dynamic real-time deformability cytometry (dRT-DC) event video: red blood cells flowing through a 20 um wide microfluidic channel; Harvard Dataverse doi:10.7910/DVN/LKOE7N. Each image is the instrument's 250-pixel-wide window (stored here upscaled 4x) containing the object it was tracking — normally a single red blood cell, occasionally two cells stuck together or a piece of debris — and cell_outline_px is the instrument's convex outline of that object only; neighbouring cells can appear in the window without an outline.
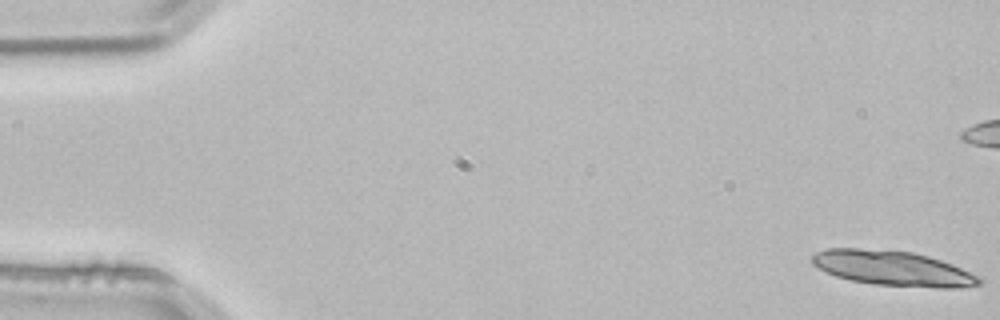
{"species": "common noctule bat (a hibernating species)", "species_latin": "Nyctalus noctula", "temperature_condition": "room temperature", "stored_images_in_passage": 4, "camera_frame_rate_fps": 3000, "um_per_image_px": 0.085, "animal": {"sex": "male", "body_mass_g": 21.5, "forearm_length_mm": 52.0}, "frame": {"image": 1, "passage_image": 1, "time_ms": 0.0, "image_size_px": [1000, 320], "cell_outline_px": [[984, 280], [980, 284], [960, 288], [940, 288], [872, 284], [848, 280], [836, 276], [812, 264], [812, 256], [816, 252], [828, 248], [856, 248], [912, 252], [928, 256], [952, 264]], "centroid_in_image_um": [75.88, 22.81], "position_along_channel_um": 9.1, "area_um2": 33.76}}